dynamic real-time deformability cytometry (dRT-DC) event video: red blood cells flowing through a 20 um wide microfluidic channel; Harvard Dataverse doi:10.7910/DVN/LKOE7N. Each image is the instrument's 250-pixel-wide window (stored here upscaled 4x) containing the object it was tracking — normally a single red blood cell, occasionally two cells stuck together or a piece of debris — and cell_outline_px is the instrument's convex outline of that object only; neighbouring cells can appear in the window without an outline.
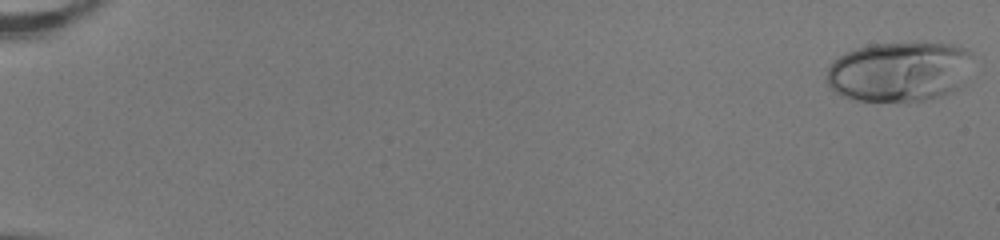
{"species": "human", "species_latin": "Homo sapiens", "temperature_condition": "room temperature", "stored_images_in_passage": 52, "camera_frame_rate_fps": 3000, "um_per_image_px": 0.085, "donor": {"sex": "female"}, "frame": {"image": 1, "passage_image": 1, "time_ms": 0.0, "image_size_px": [1000, 240], "cell_outline_px": [[972, 56], [956, 88], [944, 96], [924, 100], [856, 100], [840, 96], [828, 84], [828, 68], [832, 60], [856, 48], [872, 44], [956, 44], [968, 48], [972, 52]], "centroid_in_image_um": [76.4, 6.08], "position_along_channel_um": 8.6, "area_um2": 50.05}}
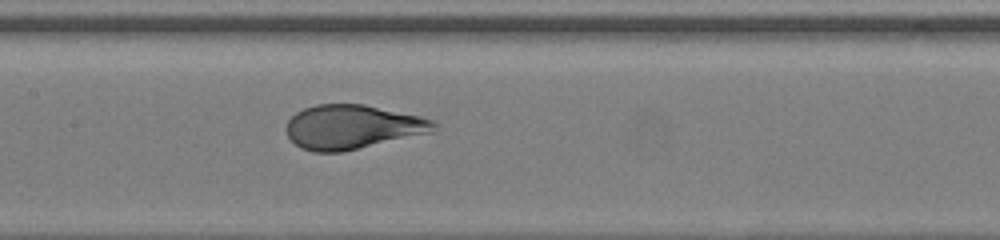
{"frame": {"image": 2, "passage_image": 28, "time_ms": 9.0, "image_size_px": [1000, 240], "cell_outline_px": [[436, 132], [340, 152], [312, 152], [300, 148], [288, 136], [284, 128], [288, 120], [296, 112], [304, 108], [316, 104], [364, 104], [420, 116], [432, 120], [436, 124]], "centroid_in_image_um": [29.95, 10.79], "position_along_channel_um": 177.5, "area_um2": 38.21}}
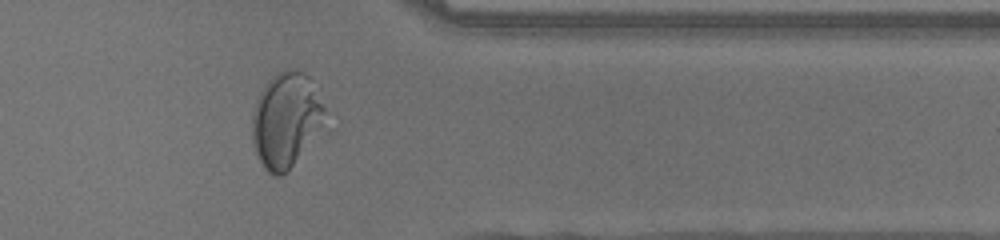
{"frame": {"image": 3, "passage_image": 44, "time_ms": 14.333, "image_size_px": [1000, 240], "cell_outline_px": [[324, 112], [320, 124], [292, 164], [280, 176], [276, 176], [268, 172], [264, 168], [252, 144], [252, 112], [256, 100], [264, 84], [276, 72], [288, 68], [296, 68], [304, 72], [320, 84], [324, 108]], "centroid_in_image_um": [24.27, 10.05], "position_along_channel_um": 387.1, "area_um2": 39.88}, "authors_computed_cell_mechanics": {"area_um2": 42.5408, "velocity_mm_per_s": 4.0294, "shape_relaxation_time_tau1_ms": 4.3987, "shape_relaxation_time_tau2_ms": null, "deformation_change_tau1": 0.212, "deformation_change_tau2": null}}